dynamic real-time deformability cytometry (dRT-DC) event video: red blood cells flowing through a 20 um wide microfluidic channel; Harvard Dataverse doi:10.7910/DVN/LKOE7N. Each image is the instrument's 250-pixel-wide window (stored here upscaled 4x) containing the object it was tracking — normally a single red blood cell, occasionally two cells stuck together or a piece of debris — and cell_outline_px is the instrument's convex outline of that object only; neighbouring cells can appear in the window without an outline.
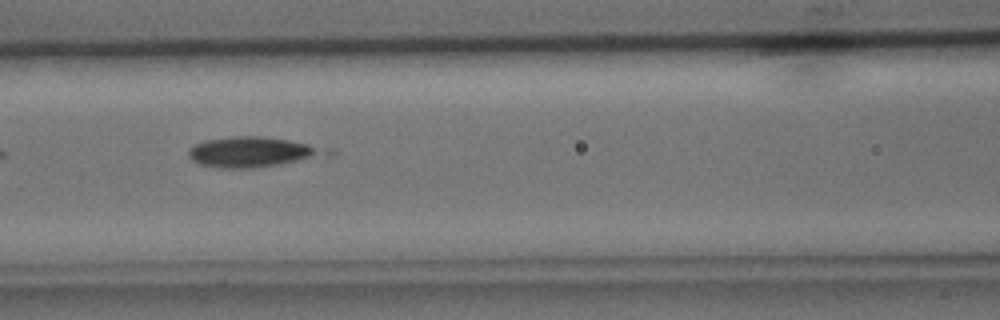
{"species": "common noctule bat (a hibernating species)", "species_latin": "Nyctalus noctula", "temperature_condition": "cold", "stored_images_in_passage": 9, "camera_frame_rate_fps": 3000, "um_per_image_px": 0.085, "animal": {"sex": "male", "body_mass_g": 15.6}, "frame": {"image": 1, "passage_image": 6, "time_ms": 6.0, "image_size_px": [1000, 320], "cell_outline_px": [[336, 152], [332, 156], [280, 164], [252, 168], [220, 168], [200, 164], [192, 160], [188, 156], [188, 148], [204, 140], [228, 136], [264, 136], [336, 148]], "centroid_in_image_um": [21.61, 12.91], "position_along_channel_um": 145.0, "area_um2": 25.09}}
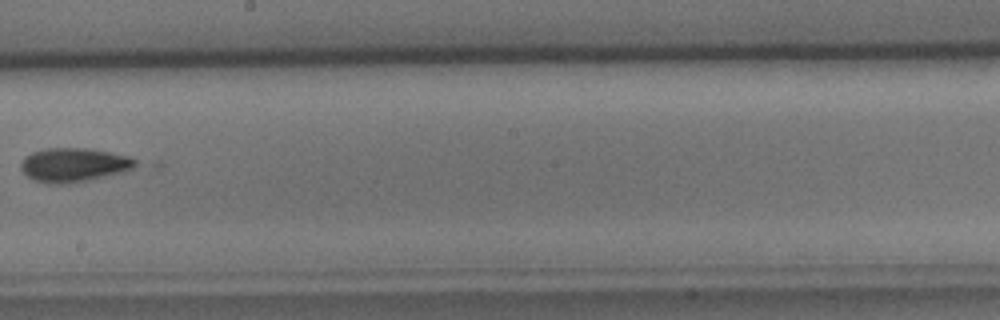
{"frame": {"image": 2, "passage_image": 8, "time_ms": 8.333, "image_size_px": [1000, 320], "cell_outline_px": [[140, 164], [124, 172], [88, 180], [68, 184], [60, 184], [36, 180], [28, 176], [20, 168], [20, 164], [24, 156], [32, 152], [48, 148], [84, 148], [132, 156], [140, 160]], "centroid_in_image_um": [6.34, 14.0], "position_along_channel_um": 241.9, "area_um2": 22.72}}
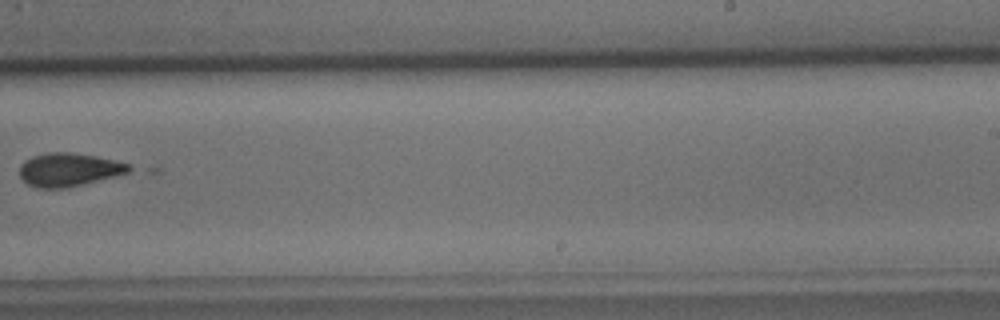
{"frame": {"image": 3, "passage_image": 9, "time_ms": 9.333, "image_size_px": [1000, 320], "cell_outline_px": [[140, 168], [128, 172], [64, 188], [40, 188], [28, 184], [20, 176], [20, 164], [24, 160], [32, 156], [48, 152], [68, 152], [96, 156], [132, 164]], "centroid_in_image_um": [5.88, 14.4], "position_along_channel_um": 283.1, "area_um2": 21.15}}